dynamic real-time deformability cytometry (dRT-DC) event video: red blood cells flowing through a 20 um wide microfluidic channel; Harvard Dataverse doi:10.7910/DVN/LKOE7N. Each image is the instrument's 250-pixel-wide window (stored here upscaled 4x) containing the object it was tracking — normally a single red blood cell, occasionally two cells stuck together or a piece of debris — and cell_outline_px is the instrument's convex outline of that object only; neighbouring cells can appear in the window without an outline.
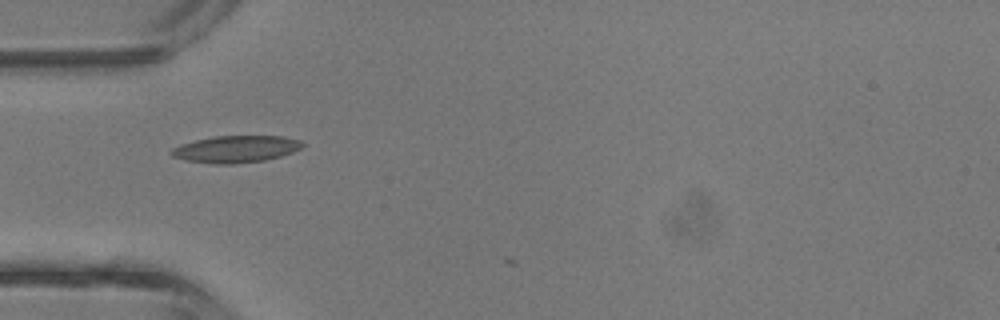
{"species": "common noctule bat (a hibernating species)", "species_latin": "Nyctalus noctula", "temperature_condition": "room temperature", "stored_images_in_passage": 3, "camera_frame_rate_fps": 3000, "um_per_image_px": 0.085, "animal": {"sex": "male", "body_mass_g": 13.3}, "frame": {"image": 1, "passage_image": 1, "time_ms": 0.0, "image_size_px": [1000, 320], "cell_outline_px": [[304, 144], [300, 148], [292, 152], [280, 156], [264, 160], [232, 164], [212, 164], [184, 160], [172, 156], [168, 152], [172, 148], [180, 144], [212, 136], [284, 136], [300, 140]], "centroid_in_image_um": [20.0, 12.67], "position_along_channel_um": 65.0, "area_um2": 20.63}}